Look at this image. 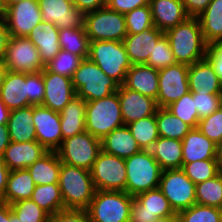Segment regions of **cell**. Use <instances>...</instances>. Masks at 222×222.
I'll return each mask as SVG.
<instances>
[{"mask_svg":"<svg viewBox=\"0 0 222 222\" xmlns=\"http://www.w3.org/2000/svg\"><path fill=\"white\" fill-rule=\"evenodd\" d=\"M50 222H92L86 210L64 209L50 216Z\"/></svg>","mask_w":222,"mask_h":222,"instance_id":"cell-50","label":"cell"},{"mask_svg":"<svg viewBox=\"0 0 222 222\" xmlns=\"http://www.w3.org/2000/svg\"><path fill=\"white\" fill-rule=\"evenodd\" d=\"M199 120L213 114L222 106V94L192 93Z\"/></svg>","mask_w":222,"mask_h":222,"instance_id":"cell-48","label":"cell"},{"mask_svg":"<svg viewBox=\"0 0 222 222\" xmlns=\"http://www.w3.org/2000/svg\"><path fill=\"white\" fill-rule=\"evenodd\" d=\"M147 222H180V218L178 213L175 212L173 215L157 218L156 220H151Z\"/></svg>","mask_w":222,"mask_h":222,"instance_id":"cell-60","label":"cell"},{"mask_svg":"<svg viewBox=\"0 0 222 222\" xmlns=\"http://www.w3.org/2000/svg\"><path fill=\"white\" fill-rule=\"evenodd\" d=\"M7 71L8 70L6 66L4 65L3 61H0V90H1V86L3 84L4 77Z\"/></svg>","mask_w":222,"mask_h":222,"instance_id":"cell-62","label":"cell"},{"mask_svg":"<svg viewBox=\"0 0 222 222\" xmlns=\"http://www.w3.org/2000/svg\"><path fill=\"white\" fill-rule=\"evenodd\" d=\"M181 169L195 185L212 179L219 174V165L216 160H202L182 164Z\"/></svg>","mask_w":222,"mask_h":222,"instance_id":"cell-40","label":"cell"},{"mask_svg":"<svg viewBox=\"0 0 222 222\" xmlns=\"http://www.w3.org/2000/svg\"><path fill=\"white\" fill-rule=\"evenodd\" d=\"M44 97L42 106L60 112L76 96L70 77L43 70Z\"/></svg>","mask_w":222,"mask_h":222,"instance_id":"cell-18","label":"cell"},{"mask_svg":"<svg viewBox=\"0 0 222 222\" xmlns=\"http://www.w3.org/2000/svg\"><path fill=\"white\" fill-rule=\"evenodd\" d=\"M155 116L159 137L182 141V139L192 129L191 126L171 114L166 108L159 107Z\"/></svg>","mask_w":222,"mask_h":222,"instance_id":"cell-36","label":"cell"},{"mask_svg":"<svg viewBox=\"0 0 222 222\" xmlns=\"http://www.w3.org/2000/svg\"><path fill=\"white\" fill-rule=\"evenodd\" d=\"M124 126L118 92L107 97L86 102L85 128L102 140L114 129Z\"/></svg>","mask_w":222,"mask_h":222,"instance_id":"cell-4","label":"cell"},{"mask_svg":"<svg viewBox=\"0 0 222 222\" xmlns=\"http://www.w3.org/2000/svg\"><path fill=\"white\" fill-rule=\"evenodd\" d=\"M62 141L86 131V101L77 95L59 112Z\"/></svg>","mask_w":222,"mask_h":222,"instance_id":"cell-28","label":"cell"},{"mask_svg":"<svg viewBox=\"0 0 222 222\" xmlns=\"http://www.w3.org/2000/svg\"><path fill=\"white\" fill-rule=\"evenodd\" d=\"M127 171L126 193H139L159 187L162 169L149 150H140L124 159Z\"/></svg>","mask_w":222,"mask_h":222,"instance_id":"cell-5","label":"cell"},{"mask_svg":"<svg viewBox=\"0 0 222 222\" xmlns=\"http://www.w3.org/2000/svg\"><path fill=\"white\" fill-rule=\"evenodd\" d=\"M118 98L124 125L156 114L159 108L155 99L120 85Z\"/></svg>","mask_w":222,"mask_h":222,"instance_id":"cell-19","label":"cell"},{"mask_svg":"<svg viewBox=\"0 0 222 222\" xmlns=\"http://www.w3.org/2000/svg\"><path fill=\"white\" fill-rule=\"evenodd\" d=\"M5 7V19L10 36L27 37L42 21L38 0H22L17 4H7Z\"/></svg>","mask_w":222,"mask_h":222,"instance_id":"cell-15","label":"cell"},{"mask_svg":"<svg viewBox=\"0 0 222 222\" xmlns=\"http://www.w3.org/2000/svg\"><path fill=\"white\" fill-rule=\"evenodd\" d=\"M22 0H7V4H17L21 2Z\"/></svg>","mask_w":222,"mask_h":222,"instance_id":"cell-65","label":"cell"},{"mask_svg":"<svg viewBox=\"0 0 222 222\" xmlns=\"http://www.w3.org/2000/svg\"><path fill=\"white\" fill-rule=\"evenodd\" d=\"M153 25L166 32L184 22L187 15L182 0H150Z\"/></svg>","mask_w":222,"mask_h":222,"instance_id":"cell-22","label":"cell"},{"mask_svg":"<svg viewBox=\"0 0 222 222\" xmlns=\"http://www.w3.org/2000/svg\"><path fill=\"white\" fill-rule=\"evenodd\" d=\"M25 81L28 83V101L32 105H42L44 97L43 71L26 73Z\"/></svg>","mask_w":222,"mask_h":222,"instance_id":"cell-49","label":"cell"},{"mask_svg":"<svg viewBox=\"0 0 222 222\" xmlns=\"http://www.w3.org/2000/svg\"><path fill=\"white\" fill-rule=\"evenodd\" d=\"M197 129L216 145L222 141V106L199 120Z\"/></svg>","mask_w":222,"mask_h":222,"instance_id":"cell-47","label":"cell"},{"mask_svg":"<svg viewBox=\"0 0 222 222\" xmlns=\"http://www.w3.org/2000/svg\"><path fill=\"white\" fill-rule=\"evenodd\" d=\"M66 1L71 3L74 6L77 4V0H66Z\"/></svg>","mask_w":222,"mask_h":222,"instance_id":"cell-66","label":"cell"},{"mask_svg":"<svg viewBox=\"0 0 222 222\" xmlns=\"http://www.w3.org/2000/svg\"><path fill=\"white\" fill-rule=\"evenodd\" d=\"M26 73L7 71L0 90V99L12 111L29 107L28 83L25 81Z\"/></svg>","mask_w":222,"mask_h":222,"instance_id":"cell-24","label":"cell"},{"mask_svg":"<svg viewBox=\"0 0 222 222\" xmlns=\"http://www.w3.org/2000/svg\"><path fill=\"white\" fill-rule=\"evenodd\" d=\"M10 171L0 157V200L4 197Z\"/></svg>","mask_w":222,"mask_h":222,"instance_id":"cell-56","label":"cell"},{"mask_svg":"<svg viewBox=\"0 0 222 222\" xmlns=\"http://www.w3.org/2000/svg\"><path fill=\"white\" fill-rule=\"evenodd\" d=\"M83 25L90 41H123L127 35L125 15L107 6L85 13Z\"/></svg>","mask_w":222,"mask_h":222,"instance_id":"cell-8","label":"cell"},{"mask_svg":"<svg viewBox=\"0 0 222 222\" xmlns=\"http://www.w3.org/2000/svg\"><path fill=\"white\" fill-rule=\"evenodd\" d=\"M217 145L197 128L182 139L183 164L202 160H216Z\"/></svg>","mask_w":222,"mask_h":222,"instance_id":"cell-26","label":"cell"},{"mask_svg":"<svg viewBox=\"0 0 222 222\" xmlns=\"http://www.w3.org/2000/svg\"><path fill=\"white\" fill-rule=\"evenodd\" d=\"M197 18L208 45L222 41V0H212Z\"/></svg>","mask_w":222,"mask_h":222,"instance_id":"cell-34","label":"cell"},{"mask_svg":"<svg viewBox=\"0 0 222 222\" xmlns=\"http://www.w3.org/2000/svg\"><path fill=\"white\" fill-rule=\"evenodd\" d=\"M158 188L176 213L196 204V185L181 168L163 170Z\"/></svg>","mask_w":222,"mask_h":222,"instance_id":"cell-11","label":"cell"},{"mask_svg":"<svg viewBox=\"0 0 222 222\" xmlns=\"http://www.w3.org/2000/svg\"><path fill=\"white\" fill-rule=\"evenodd\" d=\"M164 34L168 38L177 63L190 66L205 58L208 44L203 38L197 17H188Z\"/></svg>","mask_w":222,"mask_h":222,"instance_id":"cell-1","label":"cell"},{"mask_svg":"<svg viewBox=\"0 0 222 222\" xmlns=\"http://www.w3.org/2000/svg\"><path fill=\"white\" fill-rule=\"evenodd\" d=\"M174 213L168 199L156 188L139 193L133 198L130 222H147Z\"/></svg>","mask_w":222,"mask_h":222,"instance_id":"cell-14","label":"cell"},{"mask_svg":"<svg viewBox=\"0 0 222 222\" xmlns=\"http://www.w3.org/2000/svg\"><path fill=\"white\" fill-rule=\"evenodd\" d=\"M35 186L27 169L10 171L7 188L0 201L12 204L20 200L31 199Z\"/></svg>","mask_w":222,"mask_h":222,"instance_id":"cell-33","label":"cell"},{"mask_svg":"<svg viewBox=\"0 0 222 222\" xmlns=\"http://www.w3.org/2000/svg\"><path fill=\"white\" fill-rule=\"evenodd\" d=\"M123 85L156 100L159 88L158 70L145 64L132 65Z\"/></svg>","mask_w":222,"mask_h":222,"instance_id":"cell-27","label":"cell"},{"mask_svg":"<svg viewBox=\"0 0 222 222\" xmlns=\"http://www.w3.org/2000/svg\"><path fill=\"white\" fill-rule=\"evenodd\" d=\"M58 185L64 209L86 210L96 192L89 170L62 162Z\"/></svg>","mask_w":222,"mask_h":222,"instance_id":"cell-2","label":"cell"},{"mask_svg":"<svg viewBox=\"0 0 222 222\" xmlns=\"http://www.w3.org/2000/svg\"><path fill=\"white\" fill-rule=\"evenodd\" d=\"M178 215L180 222H222V209L197 203Z\"/></svg>","mask_w":222,"mask_h":222,"instance_id":"cell-42","label":"cell"},{"mask_svg":"<svg viewBox=\"0 0 222 222\" xmlns=\"http://www.w3.org/2000/svg\"><path fill=\"white\" fill-rule=\"evenodd\" d=\"M10 135L8 132L7 125H0V157L2 158L5 152V149L10 143Z\"/></svg>","mask_w":222,"mask_h":222,"instance_id":"cell-57","label":"cell"},{"mask_svg":"<svg viewBox=\"0 0 222 222\" xmlns=\"http://www.w3.org/2000/svg\"><path fill=\"white\" fill-rule=\"evenodd\" d=\"M216 161L219 167H222V141L217 144Z\"/></svg>","mask_w":222,"mask_h":222,"instance_id":"cell-61","label":"cell"},{"mask_svg":"<svg viewBox=\"0 0 222 222\" xmlns=\"http://www.w3.org/2000/svg\"><path fill=\"white\" fill-rule=\"evenodd\" d=\"M188 81L192 93L222 94V83L206 58L189 66Z\"/></svg>","mask_w":222,"mask_h":222,"instance_id":"cell-23","label":"cell"},{"mask_svg":"<svg viewBox=\"0 0 222 222\" xmlns=\"http://www.w3.org/2000/svg\"><path fill=\"white\" fill-rule=\"evenodd\" d=\"M32 119L37 141L48 151H56L62 144L59 112L42 105H33Z\"/></svg>","mask_w":222,"mask_h":222,"instance_id":"cell-16","label":"cell"},{"mask_svg":"<svg viewBox=\"0 0 222 222\" xmlns=\"http://www.w3.org/2000/svg\"><path fill=\"white\" fill-rule=\"evenodd\" d=\"M219 175L222 178V167H219Z\"/></svg>","mask_w":222,"mask_h":222,"instance_id":"cell-67","label":"cell"},{"mask_svg":"<svg viewBox=\"0 0 222 222\" xmlns=\"http://www.w3.org/2000/svg\"><path fill=\"white\" fill-rule=\"evenodd\" d=\"M82 60L83 58L81 56L61 49L60 52L45 65V68L49 72L72 78Z\"/></svg>","mask_w":222,"mask_h":222,"instance_id":"cell-44","label":"cell"},{"mask_svg":"<svg viewBox=\"0 0 222 222\" xmlns=\"http://www.w3.org/2000/svg\"><path fill=\"white\" fill-rule=\"evenodd\" d=\"M48 150L38 141L17 143L10 141L2 157L5 165L11 170L27 169Z\"/></svg>","mask_w":222,"mask_h":222,"instance_id":"cell-20","label":"cell"},{"mask_svg":"<svg viewBox=\"0 0 222 222\" xmlns=\"http://www.w3.org/2000/svg\"><path fill=\"white\" fill-rule=\"evenodd\" d=\"M6 15V7L2 0H0V17H5Z\"/></svg>","mask_w":222,"mask_h":222,"instance_id":"cell-64","label":"cell"},{"mask_svg":"<svg viewBox=\"0 0 222 222\" xmlns=\"http://www.w3.org/2000/svg\"><path fill=\"white\" fill-rule=\"evenodd\" d=\"M32 118L33 105L10 112L7 127L12 142L37 141Z\"/></svg>","mask_w":222,"mask_h":222,"instance_id":"cell-30","label":"cell"},{"mask_svg":"<svg viewBox=\"0 0 222 222\" xmlns=\"http://www.w3.org/2000/svg\"><path fill=\"white\" fill-rule=\"evenodd\" d=\"M10 39L5 17H0V61L4 60L7 43Z\"/></svg>","mask_w":222,"mask_h":222,"instance_id":"cell-54","label":"cell"},{"mask_svg":"<svg viewBox=\"0 0 222 222\" xmlns=\"http://www.w3.org/2000/svg\"><path fill=\"white\" fill-rule=\"evenodd\" d=\"M205 58L210 62L222 83V41L209 44Z\"/></svg>","mask_w":222,"mask_h":222,"instance_id":"cell-51","label":"cell"},{"mask_svg":"<svg viewBox=\"0 0 222 222\" xmlns=\"http://www.w3.org/2000/svg\"><path fill=\"white\" fill-rule=\"evenodd\" d=\"M133 198L123 191L96 190L86 211L92 222H130Z\"/></svg>","mask_w":222,"mask_h":222,"instance_id":"cell-7","label":"cell"},{"mask_svg":"<svg viewBox=\"0 0 222 222\" xmlns=\"http://www.w3.org/2000/svg\"><path fill=\"white\" fill-rule=\"evenodd\" d=\"M188 71L189 66L181 63L158 70V107L166 108L189 92Z\"/></svg>","mask_w":222,"mask_h":222,"instance_id":"cell-13","label":"cell"},{"mask_svg":"<svg viewBox=\"0 0 222 222\" xmlns=\"http://www.w3.org/2000/svg\"><path fill=\"white\" fill-rule=\"evenodd\" d=\"M166 109L192 128H197L199 117L191 91L187 92L179 100L171 103Z\"/></svg>","mask_w":222,"mask_h":222,"instance_id":"cell-41","label":"cell"},{"mask_svg":"<svg viewBox=\"0 0 222 222\" xmlns=\"http://www.w3.org/2000/svg\"><path fill=\"white\" fill-rule=\"evenodd\" d=\"M43 22L53 23L58 29L80 28L84 14L66 0H38Z\"/></svg>","mask_w":222,"mask_h":222,"instance_id":"cell-17","label":"cell"},{"mask_svg":"<svg viewBox=\"0 0 222 222\" xmlns=\"http://www.w3.org/2000/svg\"><path fill=\"white\" fill-rule=\"evenodd\" d=\"M8 222H21V220L11 211L10 204H8Z\"/></svg>","mask_w":222,"mask_h":222,"instance_id":"cell-63","label":"cell"},{"mask_svg":"<svg viewBox=\"0 0 222 222\" xmlns=\"http://www.w3.org/2000/svg\"><path fill=\"white\" fill-rule=\"evenodd\" d=\"M102 150L126 159L142 150L127 125L114 129L101 140Z\"/></svg>","mask_w":222,"mask_h":222,"instance_id":"cell-29","label":"cell"},{"mask_svg":"<svg viewBox=\"0 0 222 222\" xmlns=\"http://www.w3.org/2000/svg\"><path fill=\"white\" fill-rule=\"evenodd\" d=\"M10 112L11 111L7 108L4 102L0 99V125H7Z\"/></svg>","mask_w":222,"mask_h":222,"instance_id":"cell-58","label":"cell"},{"mask_svg":"<svg viewBox=\"0 0 222 222\" xmlns=\"http://www.w3.org/2000/svg\"><path fill=\"white\" fill-rule=\"evenodd\" d=\"M212 0H182L185 11L189 17L199 16Z\"/></svg>","mask_w":222,"mask_h":222,"instance_id":"cell-53","label":"cell"},{"mask_svg":"<svg viewBox=\"0 0 222 222\" xmlns=\"http://www.w3.org/2000/svg\"><path fill=\"white\" fill-rule=\"evenodd\" d=\"M177 63L168 41L164 34L154 46L145 65L160 70Z\"/></svg>","mask_w":222,"mask_h":222,"instance_id":"cell-46","label":"cell"},{"mask_svg":"<svg viewBox=\"0 0 222 222\" xmlns=\"http://www.w3.org/2000/svg\"><path fill=\"white\" fill-rule=\"evenodd\" d=\"M31 199L50 216L64 210L61 190L58 184L36 185Z\"/></svg>","mask_w":222,"mask_h":222,"instance_id":"cell-37","label":"cell"},{"mask_svg":"<svg viewBox=\"0 0 222 222\" xmlns=\"http://www.w3.org/2000/svg\"><path fill=\"white\" fill-rule=\"evenodd\" d=\"M90 172L96 190L126 192L127 171L124 159L101 150Z\"/></svg>","mask_w":222,"mask_h":222,"instance_id":"cell-10","label":"cell"},{"mask_svg":"<svg viewBox=\"0 0 222 222\" xmlns=\"http://www.w3.org/2000/svg\"><path fill=\"white\" fill-rule=\"evenodd\" d=\"M27 38L33 42L44 65L50 62L61 50L59 45V29L49 22L41 21Z\"/></svg>","mask_w":222,"mask_h":222,"instance_id":"cell-25","label":"cell"},{"mask_svg":"<svg viewBox=\"0 0 222 222\" xmlns=\"http://www.w3.org/2000/svg\"><path fill=\"white\" fill-rule=\"evenodd\" d=\"M71 80L76 95L86 102L107 97L120 86L89 58L81 61Z\"/></svg>","mask_w":222,"mask_h":222,"instance_id":"cell-3","label":"cell"},{"mask_svg":"<svg viewBox=\"0 0 222 222\" xmlns=\"http://www.w3.org/2000/svg\"><path fill=\"white\" fill-rule=\"evenodd\" d=\"M149 151L162 170L182 168V141L159 137Z\"/></svg>","mask_w":222,"mask_h":222,"instance_id":"cell-31","label":"cell"},{"mask_svg":"<svg viewBox=\"0 0 222 222\" xmlns=\"http://www.w3.org/2000/svg\"><path fill=\"white\" fill-rule=\"evenodd\" d=\"M10 209L21 222H50V215L32 199L12 203Z\"/></svg>","mask_w":222,"mask_h":222,"instance_id":"cell-43","label":"cell"},{"mask_svg":"<svg viewBox=\"0 0 222 222\" xmlns=\"http://www.w3.org/2000/svg\"><path fill=\"white\" fill-rule=\"evenodd\" d=\"M3 63L8 71L15 72L37 73L45 68L37 47L25 36H10Z\"/></svg>","mask_w":222,"mask_h":222,"instance_id":"cell-12","label":"cell"},{"mask_svg":"<svg viewBox=\"0 0 222 222\" xmlns=\"http://www.w3.org/2000/svg\"><path fill=\"white\" fill-rule=\"evenodd\" d=\"M195 194L197 204L222 209V178L220 175L197 184Z\"/></svg>","mask_w":222,"mask_h":222,"instance_id":"cell-39","label":"cell"},{"mask_svg":"<svg viewBox=\"0 0 222 222\" xmlns=\"http://www.w3.org/2000/svg\"><path fill=\"white\" fill-rule=\"evenodd\" d=\"M149 2L150 0H107L106 6L125 15L136 8L149 5Z\"/></svg>","mask_w":222,"mask_h":222,"instance_id":"cell-52","label":"cell"},{"mask_svg":"<svg viewBox=\"0 0 222 222\" xmlns=\"http://www.w3.org/2000/svg\"><path fill=\"white\" fill-rule=\"evenodd\" d=\"M101 150V140L85 131L63 140L56 152L62 163L90 171Z\"/></svg>","mask_w":222,"mask_h":222,"instance_id":"cell-9","label":"cell"},{"mask_svg":"<svg viewBox=\"0 0 222 222\" xmlns=\"http://www.w3.org/2000/svg\"><path fill=\"white\" fill-rule=\"evenodd\" d=\"M127 127L142 150H149L159 138L155 114L127 124Z\"/></svg>","mask_w":222,"mask_h":222,"instance_id":"cell-38","label":"cell"},{"mask_svg":"<svg viewBox=\"0 0 222 222\" xmlns=\"http://www.w3.org/2000/svg\"><path fill=\"white\" fill-rule=\"evenodd\" d=\"M59 45L66 52L88 58L90 40L86 34L84 25L80 28L59 29Z\"/></svg>","mask_w":222,"mask_h":222,"instance_id":"cell-35","label":"cell"},{"mask_svg":"<svg viewBox=\"0 0 222 222\" xmlns=\"http://www.w3.org/2000/svg\"><path fill=\"white\" fill-rule=\"evenodd\" d=\"M0 222H8V203L0 201Z\"/></svg>","mask_w":222,"mask_h":222,"instance_id":"cell-59","label":"cell"},{"mask_svg":"<svg viewBox=\"0 0 222 222\" xmlns=\"http://www.w3.org/2000/svg\"><path fill=\"white\" fill-rule=\"evenodd\" d=\"M125 20L127 34H137L154 27L150 4L126 13Z\"/></svg>","mask_w":222,"mask_h":222,"instance_id":"cell-45","label":"cell"},{"mask_svg":"<svg viewBox=\"0 0 222 222\" xmlns=\"http://www.w3.org/2000/svg\"><path fill=\"white\" fill-rule=\"evenodd\" d=\"M3 2H4V4H5V6L7 5V0H2Z\"/></svg>","mask_w":222,"mask_h":222,"instance_id":"cell-68","label":"cell"},{"mask_svg":"<svg viewBox=\"0 0 222 222\" xmlns=\"http://www.w3.org/2000/svg\"><path fill=\"white\" fill-rule=\"evenodd\" d=\"M60 169L61 160L56 151H48L27 168L35 185L58 184Z\"/></svg>","mask_w":222,"mask_h":222,"instance_id":"cell-32","label":"cell"},{"mask_svg":"<svg viewBox=\"0 0 222 222\" xmlns=\"http://www.w3.org/2000/svg\"><path fill=\"white\" fill-rule=\"evenodd\" d=\"M88 58L119 85H123L132 66L123 41H90Z\"/></svg>","mask_w":222,"mask_h":222,"instance_id":"cell-6","label":"cell"},{"mask_svg":"<svg viewBox=\"0 0 222 222\" xmlns=\"http://www.w3.org/2000/svg\"><path fill=\"white\" fill-rule=\"evenodd\" d=\"M163 35L164 32L155 26L137 34H127L123 43L131 64H145Z\"/></svg>","mask_w":222,"mask_h":222,"instance_id":"cell-21","label":"cell"},{"mask_svg":"<svg viewBox=\"0 0 222 222\" xmlns=\"http://www.w3.org/2000/svg\"><path fill=\"white\" fill-rule=\"evenodd\" d=\"M107 0H77L75 5L83 14L106 6Z\"/></svg>","mask_w":222,"mask_h":222,"instance_id":"cell-55","label":"cell"}]
</instances>
